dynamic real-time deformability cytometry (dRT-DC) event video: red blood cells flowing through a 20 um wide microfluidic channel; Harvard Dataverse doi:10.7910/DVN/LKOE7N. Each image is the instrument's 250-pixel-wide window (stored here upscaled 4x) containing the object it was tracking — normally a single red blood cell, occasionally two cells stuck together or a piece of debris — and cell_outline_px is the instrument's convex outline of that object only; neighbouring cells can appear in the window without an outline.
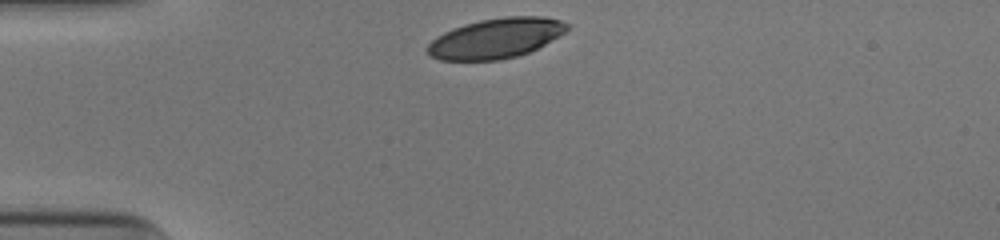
{"species": "human", "species_latin": "Homo sapiens", "temperature_condition": "cold", "stored_images_in_passage": 30, "camera_frame_rate_fps": 3000, "um_per_image_px": 0.085, "donor": {"sex": "male"}, "frame": {"image": 1, "passage_image": 1, "time_ms": 0.0, "image_size_px": [1000, 240], "cell_outline_px": [[568, 28], [564, 32], [544, 44], [528, 52], [516, 56], [500, 60], [440, 60], [428, 56], [428, 44], [436, 36], [452, 28], [464, 24], [480, 20], [504, 16], [544, 16], [560, 20], [568, 24]], "centroid_in_image_um": [42.11, 3.24], "position_along_channel_um": 42.9, "area_um2": 32.43}}
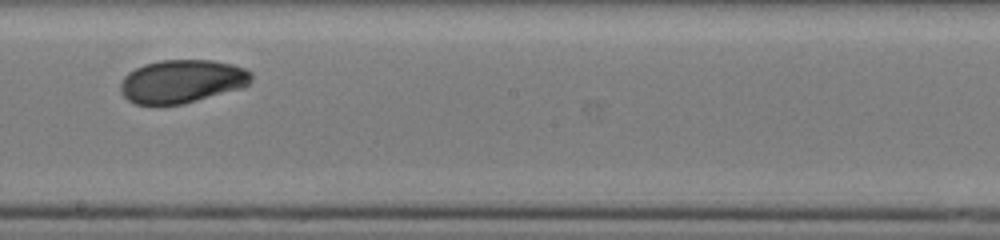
{"frame": {"image": 2, "passage_image": 18, "time_ms": 5.667, "image_size_px": [1000, 240], "cell_outline_px": [[252, 80], [244, 88], [184, 104], [136, 104], [128, 100], [120, 92], [120, 84], [124, 76], [128, 72], [144, 64], [160, 60], [212, 60], [232, 64], [244, 68], [252, 72]], "centroid_in_image_um": [15.49, 6.91], "position_along_channel_um": 232.7, "area_um2": 33.23}}
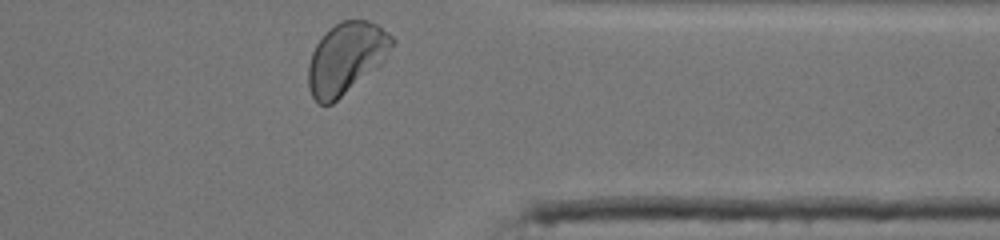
{"frame": {"image": 3, "passage_image": 30, "time_ms": 9.667, "image_size_px": [1000, 240], "cell_outline_px": [[396, 44], [384, 60], [380, 64], [332, 104], [320, 104], [312, 96], [308, 88], [308, 64], [312, 52], [316, 44], [328, 28], [340, 20], [368, 20], [376, 24], [388, 32], [396, 40]], "centroid_in_image_um": [29.42, 4.91], "position_along_channel_um": 382.0, "area_um2": 34.8}, "authors_computed_cell_mechanics": {"area_um2": 33.4084, "velocity_mm_per_s": 3.902, "shape_relaxation_time_tau1_ms": 2.7869, "shape_relaxation_time_tau2_ms": 1.4722, "deformation_change_tau1": 0.12, "deformation_change_tau2": 0.0397}}